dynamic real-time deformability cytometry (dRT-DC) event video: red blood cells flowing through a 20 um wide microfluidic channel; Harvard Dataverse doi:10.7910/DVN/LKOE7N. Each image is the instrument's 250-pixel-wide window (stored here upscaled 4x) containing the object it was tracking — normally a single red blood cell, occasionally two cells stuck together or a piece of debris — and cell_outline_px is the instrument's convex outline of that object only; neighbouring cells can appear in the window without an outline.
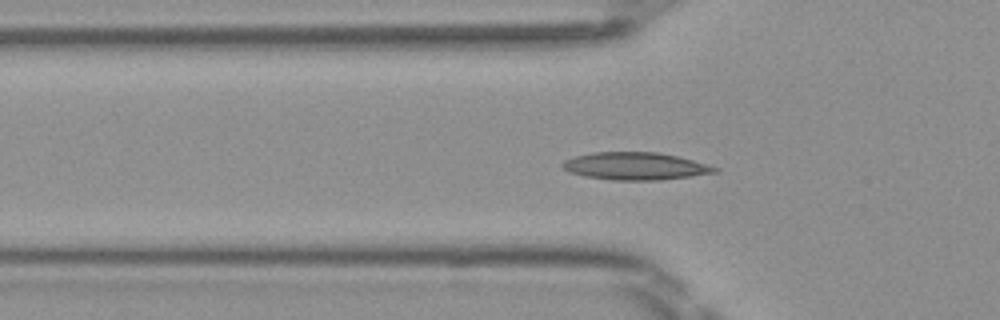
{"species": "Egyptian fruit bat (a non-hibernating species)", "species_latin": "Rousettus aegyptiacus", "temperature_condition": "room temperature", "stored_images_in_passage": 51, "camera_frame_rate_fps": 3000, "um_per_image_px": 0.085, "frame": {"image": 1, "passage_image": 17, "time_ms": 5.333, "image_size_px": [1000, 320], "cell_outline_px": [[720, 172], [692, 176], [656, 180], [612, 180], [584, 176], [568, 172], [560, 164], [564, 160], [576, 156], [592, 152], [656, 152], [676, 156], [692, 160], [720, 168]], "centroid_in_image_um": [53.99, 14.12], "position_along_channel_um": 71.8, "area_um2": 24.39}}
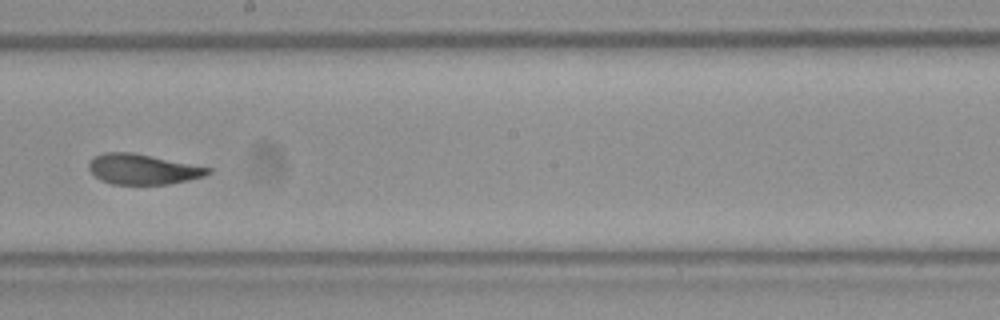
{"frame": {"image": 2, "passage_image": 29, "time_ms": 9.333, "image_size_px": [1000, 320], "cell_outline_px": [[212, 172], [204, 176], [188, 180], [168, 184], [112, 184], [100, 180], [88, 168], [88, 160], [92, 156], [104, 152], [132, 152], [212, 168]], "centroid_in_image_um": [12.1, 14.37], "position_along_channel_um": 236.1, "area_um2": 21.1}}
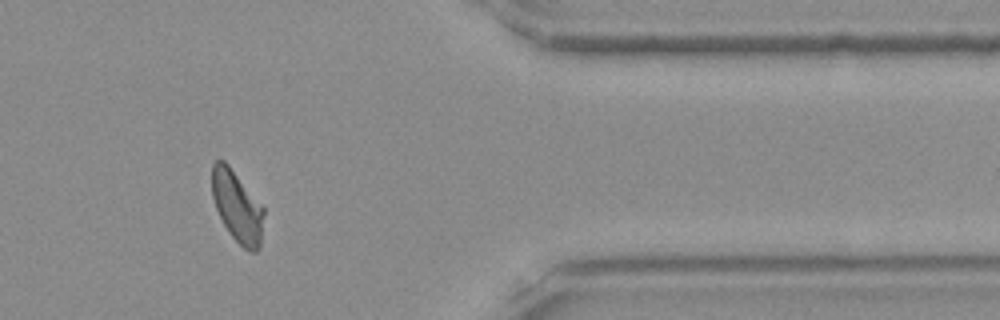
{"frame": {"image": 3, "passage_image": 42, "time_ms": 13.667, "image_size_px": [1000, 320], "cell_outline_px": [[264, 216], [260, 248], [256, 252], [248, 252], [232, 236], [224, 224], [216, 208], [212, 196], [212, 164], [216, 160], [224, 160], [228, 164], [264, 208]], "centroid_in_image_um": [20.17, 17.57], "position_along_channel_um": 391.2, "area_um2": 21.33}, "authors_computed_cell_mechanics": {"area_um2": 21.964, "velocity_mm_per_s": 4.0865, "shape_relaxation_time_tau1_ms": 4.899, "shape_relaxation_time_tau2_ms": 1.2679, "deformation_change_tau1": 0.1599, "deformation_change_tau2": 0.067}}